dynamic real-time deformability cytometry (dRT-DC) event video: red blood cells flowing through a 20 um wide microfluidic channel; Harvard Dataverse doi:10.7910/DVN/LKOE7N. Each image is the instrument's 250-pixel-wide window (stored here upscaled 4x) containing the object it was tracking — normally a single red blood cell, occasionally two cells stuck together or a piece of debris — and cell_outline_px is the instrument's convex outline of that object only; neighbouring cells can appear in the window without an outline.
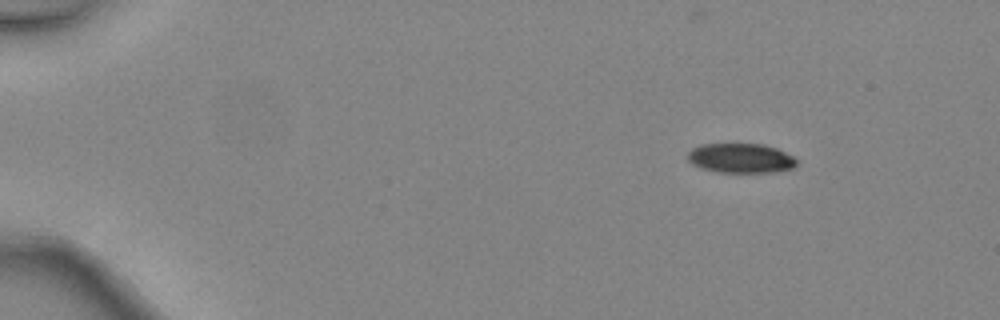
{"species": "common noctule bat (a hibernating species)", "species_latin": "Nyctalus noctula", "temperature_condition": "warm", "stored_images_in_passage": 3, "camera_frame_rate_fps": 3000, "um_per_image_px": 0.085, "animal": {"sex": "female", "body_mass_g": 24.6, "forearm_length_mm": 56.2}, "frame": {"image": 1, "passage_image": 1, "time_ms": 0.0, "image_size_px": [1000, 320], "cell_outline_px": [[796, 164], [792, 168], [776, 172], [720, 172], [700, 168], [692, 164], [688, 160], [688, 152], [692, 148], [700, 144], [764, 144], [776, 148], [792, 156], [796, 160]], "centroid_in_image_um": [62.93, 13.44], "position_along_channel_um": 22.1, "area_um2": 18.73}}